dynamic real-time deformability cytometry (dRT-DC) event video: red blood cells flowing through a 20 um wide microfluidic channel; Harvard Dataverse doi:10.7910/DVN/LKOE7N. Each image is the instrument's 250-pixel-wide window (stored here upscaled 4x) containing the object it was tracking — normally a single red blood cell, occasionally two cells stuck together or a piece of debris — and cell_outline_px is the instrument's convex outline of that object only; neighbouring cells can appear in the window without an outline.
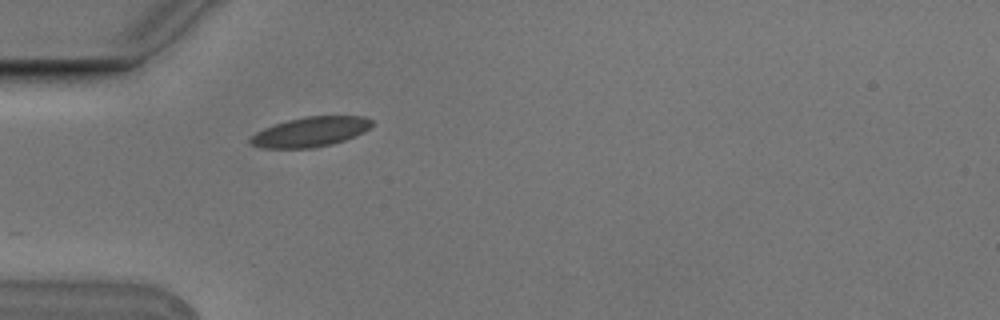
{"species": "Egyptian fruit bat (a non-hibernating species)", "species_latin": "Rousettus aegyptiacus", "temperature_condition": "cold", "stored_images_in_passage": 1, "camera_frame_rate_fps": 3000, "um_per_image_px": 0.085, "animal": {"sex": "male"}, "frame": {"image": 1, "passage_image": 1, "time_ms": 0.0, "image_size_px": [1000, 320], "cell_outline_px": [[372, 124], [364, 132], [344, 140], [332, 144], [316, 148], [260, 148], [252, 144], [248, 140], [256, 132], [264, 128], [288, 120], [304, 116], [364, 116], [372, 120]], "centroid_in_image_um": [26.38, 11.21], "position_along_channel_um": 58.6, "area_um2": 21.04}}